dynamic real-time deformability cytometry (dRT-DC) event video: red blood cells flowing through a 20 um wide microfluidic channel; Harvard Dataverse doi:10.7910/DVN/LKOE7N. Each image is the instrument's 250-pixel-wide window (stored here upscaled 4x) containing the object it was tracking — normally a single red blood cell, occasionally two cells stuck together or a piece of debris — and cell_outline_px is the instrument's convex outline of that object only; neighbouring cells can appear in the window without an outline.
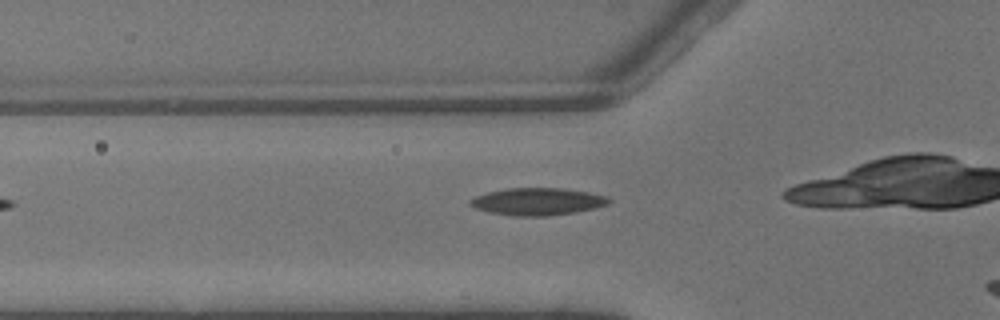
{"species": "common noctule bat (a hibernating species)", "species_latin": "Nyctalus noctula", "temperature_condition": "warm", "stored_images_in_passage": 4, "camera_frame_rate_fps": 3000, "um_per_image_px": 0.085, "animal": {"sex": "male", "body_mass_g": 13.3}, "frame": {"image": 1, "passage_image": 2, "time_ms": 0.333, "image_size_px": [1000, 320], "cell_outline_px": [[612, 200], [608, 204], [596, 208], [576, 212], [548, 216], [516, 216], [488, 212], [476, 208], [468, 204], [468, 200], [476, 196], [488, 192], [508, 188], [560, 188], [588, 192], [608, 196]], "centroid_in_image_um": [45.7, 17.13], "position_along_channel_um": 80.1, "area_um2": 22.14}}